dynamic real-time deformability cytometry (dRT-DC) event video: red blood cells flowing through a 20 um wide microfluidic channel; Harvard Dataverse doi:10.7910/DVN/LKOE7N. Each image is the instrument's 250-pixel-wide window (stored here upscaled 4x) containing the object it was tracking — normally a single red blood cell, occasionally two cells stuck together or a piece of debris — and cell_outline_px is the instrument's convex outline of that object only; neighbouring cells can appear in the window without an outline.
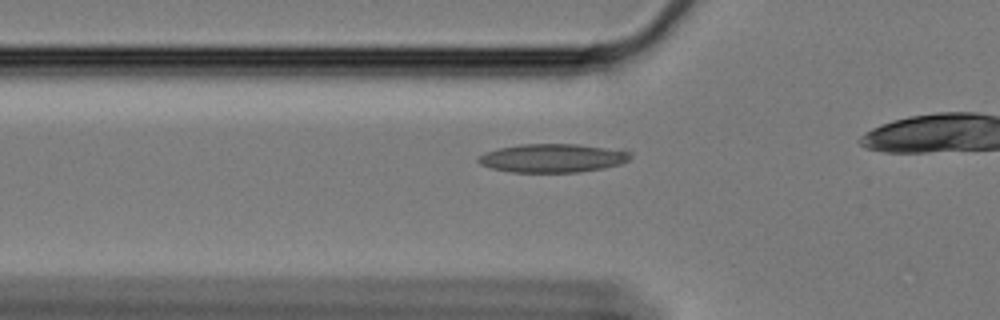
{"species": "Egyptian fruit bat (a non-hibernating species)", "species_latin": "Rousettus aegyptiacus", "temperature_condition": "cold", "stored_images_in_passage": 42, "camera_frame_rate_fps": 3000, "um_per_image_px": 0.085, "animal": {"sex": "female"}, "frame": {"image": 1, "passage_image": 14, "time_ms": 4.333, "image_size_px": [1000, 320], "cell_outline_px": [[632, 156], [628, 160], [620, 164], [604, 168], [580, 172], [512, 172], [492, 168], [480, 164], [476, 160], [476, 156], [484, 152], [496, 148], [520, 144], [576, 144], [624, 148], [632, 152]], "centroid_in_image_um": [47.02, 13.42], "position_along_channel_um": 78.8, "area_um2": 25.95}}
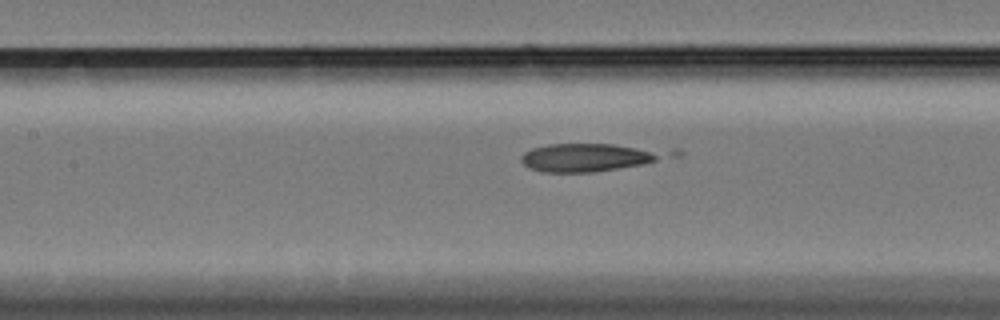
{"frame": {"image": 2, "passage_image": 21, "time_ms": 6.667, "image_size_px": [1000, 320], "cell_outline_px": [[684, 156], [644, 164], [592, 172], [540, 172], [528, 168], [520, 160], [520, 156], [524, 152], [532, 148], [548, 144], [612, 144], [676, 148], [684, 152]], "centroid_in_image_um": [50.42, 13.34], "position_along_channel_um": 157.0, "area_um2": 25.43}}
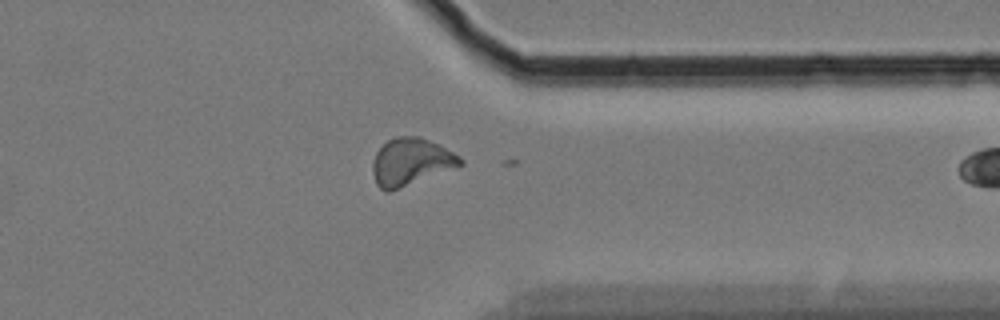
{"frame": {"image": 3, "passage_image": 41, "time_ms": 13.333, "image_size_px": [1000, 320], "cell_outline_px": [[464, 164], [388, 192], [384, 192], [376, 184], [372, 172], [372, 164], [376, 152], [388, 140], [396, 136], [420, 136], [440, 144], [460, 156], [464, 160]], "centroid_in_image_um": [34.92, 13.74], "position_along_channel_um": 376.5, "area_um2": 24.04}}